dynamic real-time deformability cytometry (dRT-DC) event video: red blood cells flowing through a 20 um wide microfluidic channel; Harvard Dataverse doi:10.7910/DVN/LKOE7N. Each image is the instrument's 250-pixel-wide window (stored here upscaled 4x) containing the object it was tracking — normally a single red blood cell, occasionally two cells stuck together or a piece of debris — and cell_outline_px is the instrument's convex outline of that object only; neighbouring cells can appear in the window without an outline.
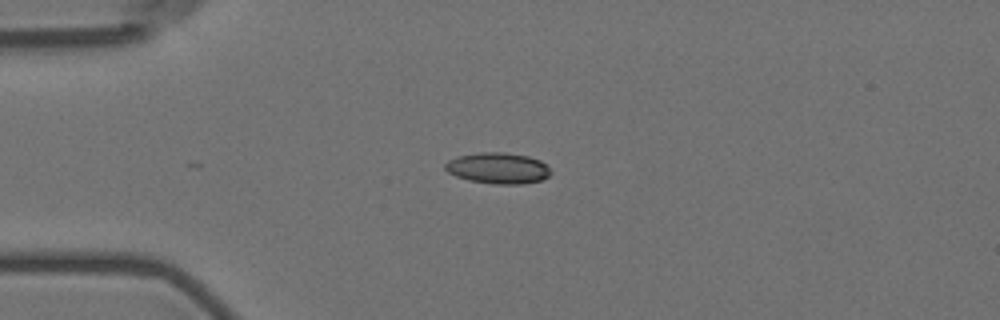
{"species": "Egyptian fruit bat (a non-hibernating species)", "species_latin": "Rousettus aegyptiacus", "temperature_condition": "room temperature", "stored_images_in_passage": 5, "camera_frame_rate_fps": 3000, "um_per_image_px": 0.085, "animal": {"sex": "female"}, "frame": {"image": 1, "passage_image": 4, "time_ms": 3.667, "image_size_px": [1000, 320], "cell_outline_px": [[552, 172], [548, 176], [540, 180], [524, 184], [492, 184], [468, 180], [456, 176], [448, 172], [444, 168], [444, 164], [448, 160], [460, 156], [480, 152], [504, 152], [528, 156], [540, 160]], "centroid_in_image_um": [42.31, 14.3], "position_along_channel_um": 42.7, "area_um2": 19.07}}